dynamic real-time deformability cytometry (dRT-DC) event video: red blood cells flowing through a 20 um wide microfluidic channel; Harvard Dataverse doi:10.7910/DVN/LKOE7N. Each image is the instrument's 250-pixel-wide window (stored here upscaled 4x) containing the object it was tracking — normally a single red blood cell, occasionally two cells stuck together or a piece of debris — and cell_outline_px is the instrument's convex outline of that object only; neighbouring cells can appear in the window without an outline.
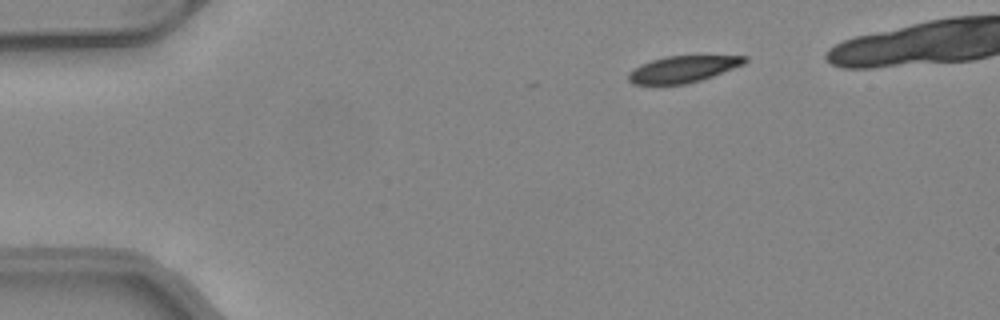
{"species": "common noctule bat (a hibernating species)", "species_latin": "Nyctalus noctula", "temperature_condition": "warm", "stored_images_in_passage": 7, "camera_frame_rate_fps": 3000, "um_per_image_px": 0.085, "animal": {"sex": "female", "body_mass_g": 24.6, "forearm_length_mm": 56.2}, "frame": {"image": 1, "passage_image": 1, "time_ms": 0.0, "image_size_px": [1000, 320], "cell_outline_px": [[748, 60], [744, 64], [712, 76], [688, 84], [632, 84], [628, 80], [628, 72], [640, 64], [652, 60], [668, 56], [748, 56]], "centroid_in_image_um": [58.03, 5.88], "position_along_channel_um": 27.0, "area_um2": 17.86}}